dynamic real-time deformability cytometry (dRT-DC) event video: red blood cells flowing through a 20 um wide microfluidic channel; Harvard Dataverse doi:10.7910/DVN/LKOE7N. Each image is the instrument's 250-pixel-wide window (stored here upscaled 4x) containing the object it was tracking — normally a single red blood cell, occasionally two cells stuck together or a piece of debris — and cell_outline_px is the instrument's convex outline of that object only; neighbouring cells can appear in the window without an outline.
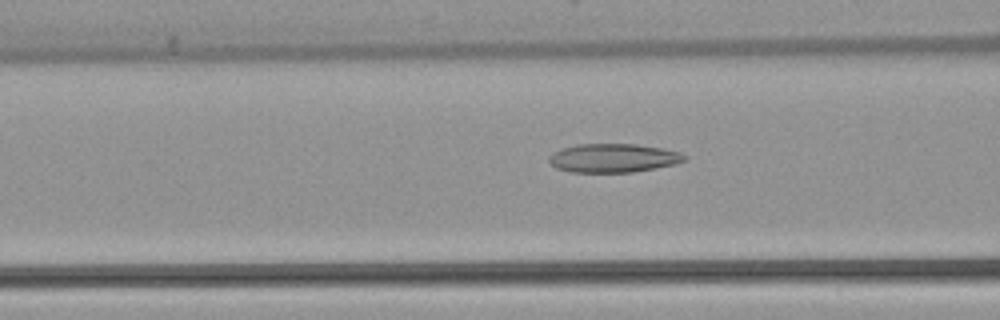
{"species": "common noctule bat (a hibernating species)", "species_latin": "Nyctalus noctula", "temperature_condition": "warm", "stored_images_in_passage": 52, "camera_frame_rate_fps": 3000, "um_per_image_px": 0.085, "animal": {"sex": "female", "body_mass_g": 22.7, "forearm_length_mm": 54.2}, "frame": {"image": 1, "passage_image": 20, "time_ms": 6.333, "image_size_px": [1000, 320], "cell_outline_px": [[688, 156], [684, 160], [676, 164], [656, 168], [632, 172], [572, 172], [556, 168], [548, 160], [548, 156], [552, 152], [560, 148], [576, 144], [636, 144], [664, 148], [680, 152]], "centroid_in_image_um": [52.12, 13.42], "position_along_channel_um": 114.5, "area_um2": 22.89}}
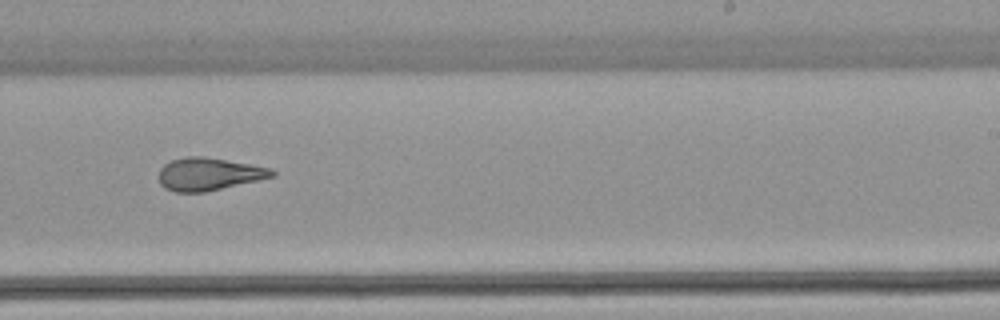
{"frame": {"image": 2, "passage_image": 32, "time_ms": 10.333, "image_size_px": [1000, 320], "cell_outline_px": [[276, 176], [260, 180], [204, 192], [176, 192], [164, 188], [160, 184], [160, 168], [164, 164], [172, 160], [184, 156], [204, 156], [272, 168], [276, 172]], "centroid_in_image_um": [17.77, 14.79], "position_along_channel_um": 271.2, "area_um2": 21.62}}
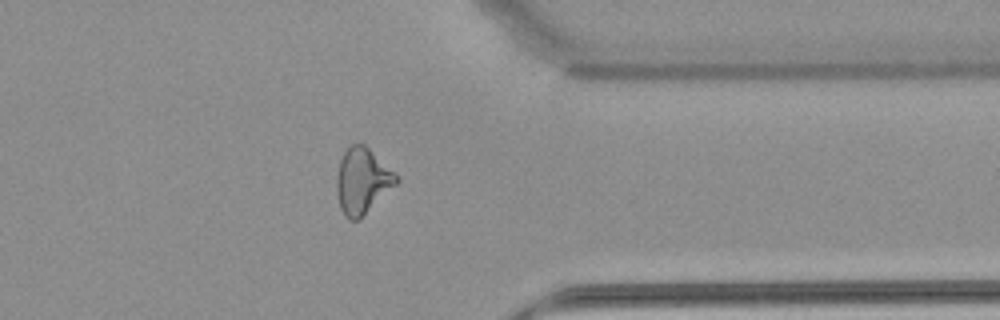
{"frame": {"image": 3, "passage_image": 41, "time_ms": 13.333, "image_size_px": [1000, 320], "cell_outline_px": [[400, 180], [396, 184], [356, 220], [348, 220], [344, 216], [340, 208], [336, 192], [336, 176], [340, 160], [344, 152], [352, 144], [364, 144]], "centroid_in_image_um": [30.73, 15.38], "position_along_channel_um": 380.7, "area_um2": 22.02}, "authors_computed_cell_mechanics": {"area_um2": 23.2934, "velocity_mm_per_s": 3.932, "shape_relaxation_time_tau1_ms": null, "shape_relaxation_time_tau2_ms": 2.4496, "deformation_change_tau1": null, "deformation_change_tau2": 0.1249}}